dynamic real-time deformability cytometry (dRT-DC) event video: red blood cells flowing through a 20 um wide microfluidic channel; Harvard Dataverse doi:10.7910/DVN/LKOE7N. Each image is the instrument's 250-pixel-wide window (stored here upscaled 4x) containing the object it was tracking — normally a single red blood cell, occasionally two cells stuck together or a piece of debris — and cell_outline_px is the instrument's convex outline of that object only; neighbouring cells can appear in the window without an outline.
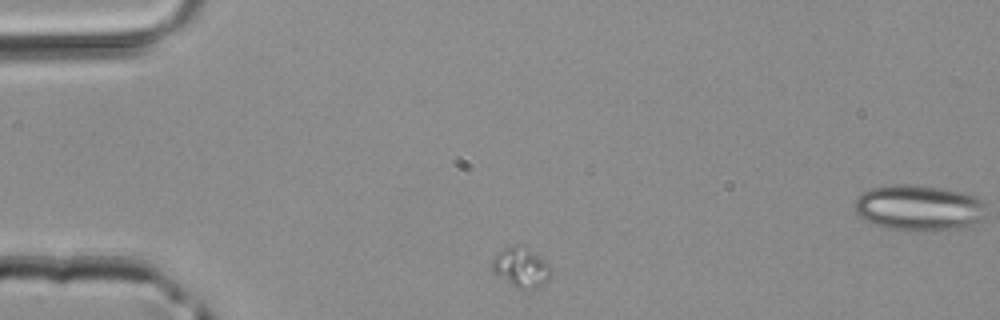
{"species": "common noctule bat (a hibernating species)", "species_latin": "Nyctalus noctula", "temperature_condition": "room temperature", "stored_images_in_passage": 3, "camera_frame_rate_fps": 3000, "um_per_image_px": 0.085, "animal": {"sex": "male", "body_mass_g": 20.4}, "frame": {"image": 1, "passage_image": 1, "time_ms": 0.0, "image_size_px": [1000, 320], "cell_outline_px": [[552, 268], [548, 280], [540, 288], [528, 292], [512, 288], [496, 276], [492, 272], [492, 260], [504, 248], [512, 244], [532, 252], [544, 260]], "centroid_in_image_um": [44.28, 22.84], "position_along_channel_um": 40.7, "area_um2": 13.99}}